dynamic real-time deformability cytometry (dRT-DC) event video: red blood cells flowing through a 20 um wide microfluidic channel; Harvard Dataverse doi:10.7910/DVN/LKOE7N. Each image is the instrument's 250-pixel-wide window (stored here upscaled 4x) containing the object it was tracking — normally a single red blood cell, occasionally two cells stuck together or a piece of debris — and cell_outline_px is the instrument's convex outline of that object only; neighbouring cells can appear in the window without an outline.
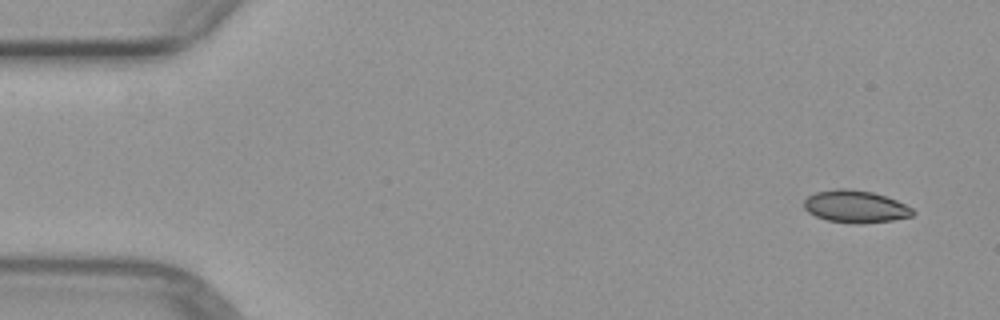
{"species": "common noctule bat (a hibernating species)", "species_latin": "Nyctalus noctula", "temperature_condition": "warm", "stored_images_in_passage": 4, "camera_frame_rate_fps": 3000, "um_per_image_px": 0.085, "animal": {"sex": "female", "body_mass_g": 29.2, "forearm_length_mm": 56.3}, "frame": {"image": 1, "passage_image": 1, "time_ms": 0.0, "image_size_px": [1000, 320], "cell_outline_px": [[916, 212], [912, 216], [892, 220], [828, 220], [816, 216], [808, 212], [804, 208], [804, 200], [808, 196], [816, 192], [836, 188], [848, 188], [872, 192], [896, 200], [912, 208]], "centroid_in_image_um": [72.69, 17.49], "position_along_channel_um": 12.3, "area_um2": 19.48}}
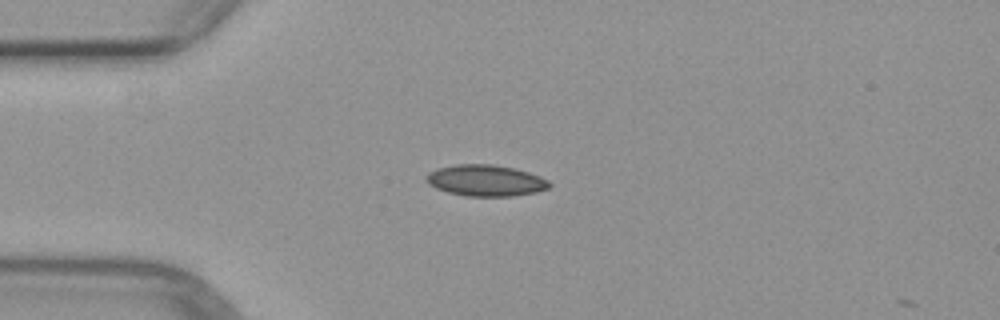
{"frame": {"image": 2, "passage_image": 3, "time_ms": 3.333, "image_size_px": [1000, 320], "cell_outline_px": [[552, 184], [548, 188], [536, 192], [512, 196], [468, 196], [448, 192], [436, 188], [428, 184], [424, 180], [428, 172], [436, 168], [456, 164], [492, 164], [516, 168], [540, 176], [548, 180]], "centroid_in_image_um": [41.26, 15.33], "position_along_channel_um": 43.7, "area_um2": 22.6}}